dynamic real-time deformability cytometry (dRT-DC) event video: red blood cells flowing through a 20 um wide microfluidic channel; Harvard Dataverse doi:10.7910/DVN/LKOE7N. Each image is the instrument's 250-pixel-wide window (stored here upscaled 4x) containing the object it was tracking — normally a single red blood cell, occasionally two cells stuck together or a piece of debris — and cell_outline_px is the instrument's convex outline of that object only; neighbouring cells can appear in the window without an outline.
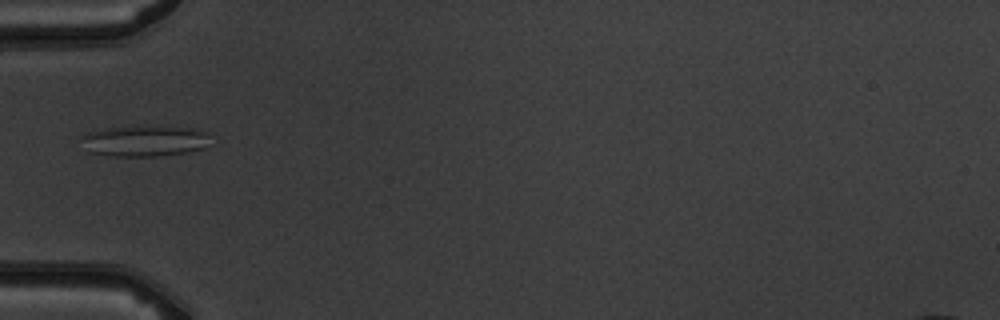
{"species": "common noctule bat (a hibernating species)", "species_latin": "Nyctalus noctula", "temperature_condition": "warm", "stored_images_in_passage": 2, "camera_frame_rate_fps": 3000, "um_per_image_px": 0.085, "animal": {"sex": "male", "body_mass_g": 19.5, "forearm_length_mm": 54.6}, "frame": {"image": 1, "passage_image": 1, "time_ms": 0.0, "image_size_px": [1000, 320], "cell_outline_px": [[208, 132], [204, 148], [184, 152], [160, 156], [112, 156], [88, 152], [80, 136], [88, 132], [108, 128], [148, 124], [192, 128]], "centroid_in_image_um": [12.25, 11.95], "position_along_channel_um": 72.7, "area_um2": 23.52}}
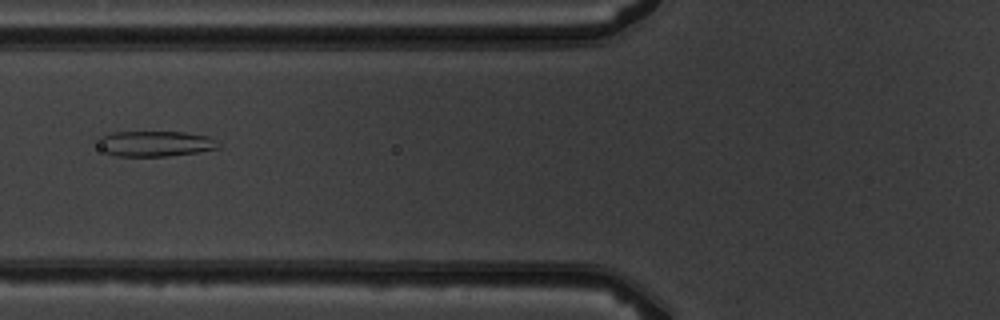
{"frame": {"image": 2, "passage_image": 2, "time_ms": 1.0, "image_size_px": [1000, 320], "cell_outline_px": [[220, 148], [196, 152], [168, 156], [116, 156], [100, 148], [96, 136], [112, 132], [184, 132], [208, 136], [220, 144]], "centroid_in_image_um": [13.16, 12.2], "position_along_channel_um": 112.6, "area_um2": 17.92}}